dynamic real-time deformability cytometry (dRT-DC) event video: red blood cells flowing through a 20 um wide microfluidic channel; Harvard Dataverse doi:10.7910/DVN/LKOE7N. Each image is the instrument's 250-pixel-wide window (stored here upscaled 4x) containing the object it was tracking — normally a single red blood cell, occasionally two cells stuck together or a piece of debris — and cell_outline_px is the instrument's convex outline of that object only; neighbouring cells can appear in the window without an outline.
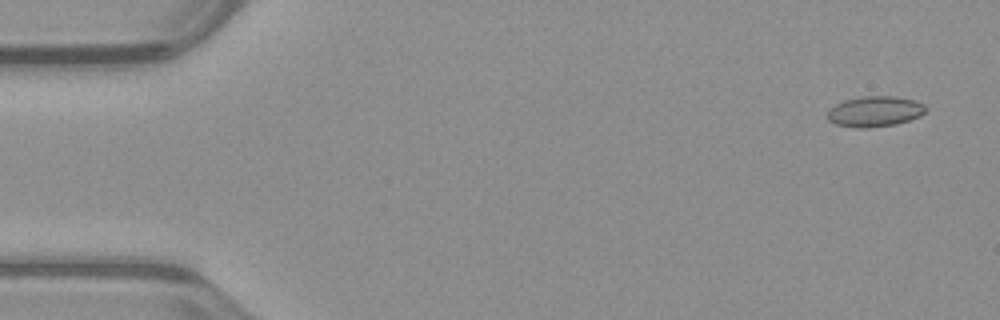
{"species": "common noctule bat (a hibernating species)", "species_latin": "Nyctalus noctula", "temperature_condition": "warm", "stored_images_in_passage": 53, "camera_frame_rate_fps": 3000, "um_per_image_px": 0.085, "animal": {"sex": "male", "body_mass_g": 23.1, "forearm_length_mm": 52.7}, "frame": {"image": 1, "passage_image": 3, "time_ms": 0.667, "image_size_px": [1000, 320], "cell_outline_px": [[928, 108], [920, 116], [896, 124], [868, 128], [856, 128], [836, 124], [828, 120], [828, 108], [844, 100], [864, 96], [896, 96], [916, 100], [924, 104]], "centroid_in_image_um": [74.37, 9.47], "position_along_channel_um": 10.6, "area_um2": 17.63}}
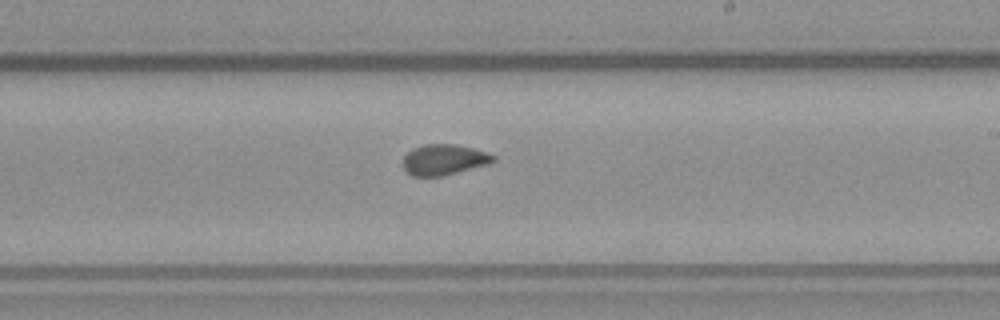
{"frame": {"image": 2, "passage_image": 31, "time_ms": 10.0, "image_size_px": [1000, 320], "cell_outline_px": [[496, 160], [488, 164], [440, 176], [412, 176], [404, 172], [404, 156], [412, 148], [424, 144], [456, 144], [488, 152], [496, 156]], "centroid_in_image_um": [37.73, 13.56], "position_along_channel_um": 251.3, "area_um2": 16.13}}
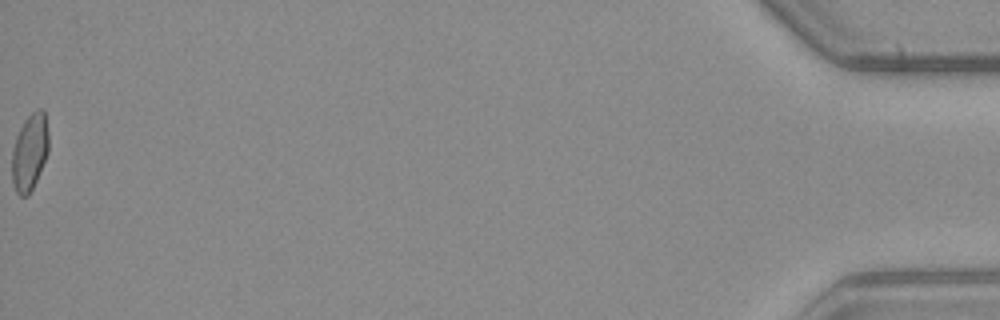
{"frame": {"image": 3, "passage_image": 53, "time_ms": 17.333, "image_size_px": [1000, 320], "cell_outline_px": [[48, 152], [36, 180], [28, 196], [20, 196], [16, 192], [12, 180], [12, 148], [16, 136], [24, 120], [36, 108], [44, 108], [48, 132]], "centroid_in_image_um": [2.52, 12.89], "position_along_channel_um": 432.7, "area_um2": 16.47}, "authors_computed_cell_mechanics": {"area_um2": 16.7042, "velocity_mm_per_s": 3.9761, "shape_relaxation_time_tau1_ms": null, "shape_relaxation_time_tau2_ms": 1.2629, "deformation_change_tau1": null, "deformation_change_tau2": 0.0554}}